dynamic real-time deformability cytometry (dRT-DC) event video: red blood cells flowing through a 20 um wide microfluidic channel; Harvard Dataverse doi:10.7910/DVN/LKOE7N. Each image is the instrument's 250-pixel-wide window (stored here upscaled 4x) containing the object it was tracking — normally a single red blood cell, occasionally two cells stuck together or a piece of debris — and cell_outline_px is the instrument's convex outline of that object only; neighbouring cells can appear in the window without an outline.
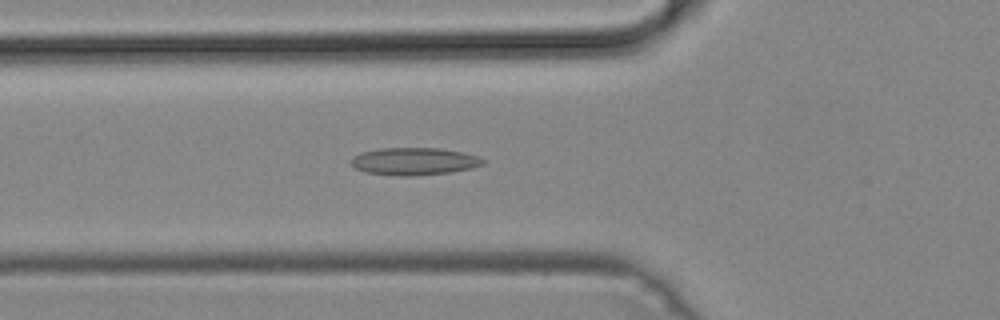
{"species": "common noctule bat (a hibernating species)", "species_latin": "Nyctalus noctula", "temperature_condition": "cold", "stored_images_in_passage": 45, "camera_frame_rate_fps": 3000, "um_per_image_px": 0.085, "animal": {"sex": "male", "body_mass_g": 19.2, "forearm_length_mm": 51.8}, "frame": {"image": 1, "passage_image": 13, "time_ms": 4.0, "image_size_px": [1000, 320], "cell_outline_px": [[488, 160], [484, 164], [472, 168], [452, 172], [412, 176], [396, 176], [364, 172], [356, 168], [348, 160], [352, 156], [360, 152], [380, 148], [440, 148], [460, 152], [476, 156]], "centroid_in_image_um": [35.17, 13.72], "position_along_channel_um": 90.6, "area_um2": 21.33}}
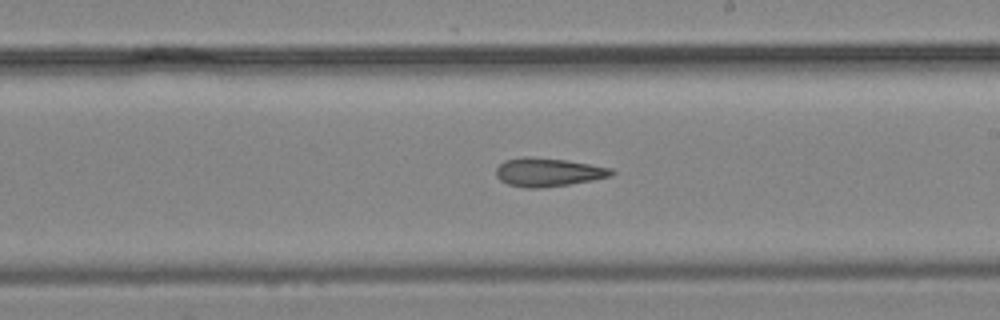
{"frame": {"image": 2, "passage_image": 24, "time_ms": 7.667, "image_size_px": [1000, 320], "cell_outline_px": [[616, 172], [612, 176], [592, 180], [544, 188], [524, 188], [508, 184], [500, 180], [496, 176], [496, 168], [504, 160], [524, 156], [528, 156], [568, 160], [612, 168]], "centroid_in_image_um": [46.59, 14.63], "position_along_channel_um": 242.4, "area_um2": 19.36}}
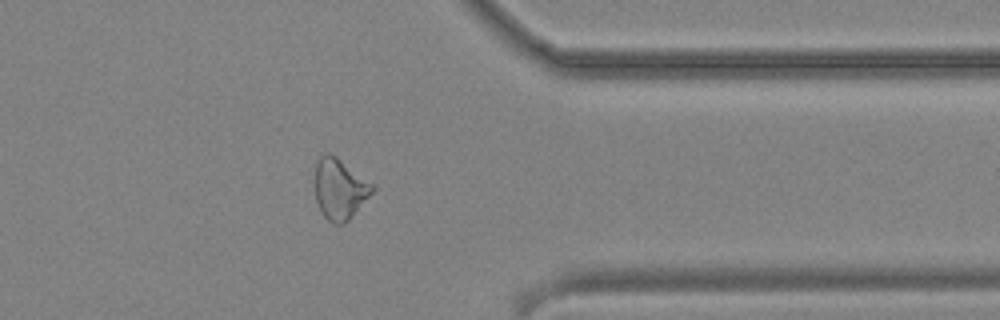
{"frame": {"image": 3, "passage_image": 35, "time_ms": 11.333, "image_size_px": [1000, 320], "cell_outline_px": [[376, 188], [348, 220], [344, 224], [332, 224], [320, 212], [316, 200], [316, 160], [324, 152], [328, 152], [336, 156], [376, 184]], "centroid_in_image_um": [28.89, 16.04], "position_along_channel_um": 382.5, "area_um2": 20.52}}